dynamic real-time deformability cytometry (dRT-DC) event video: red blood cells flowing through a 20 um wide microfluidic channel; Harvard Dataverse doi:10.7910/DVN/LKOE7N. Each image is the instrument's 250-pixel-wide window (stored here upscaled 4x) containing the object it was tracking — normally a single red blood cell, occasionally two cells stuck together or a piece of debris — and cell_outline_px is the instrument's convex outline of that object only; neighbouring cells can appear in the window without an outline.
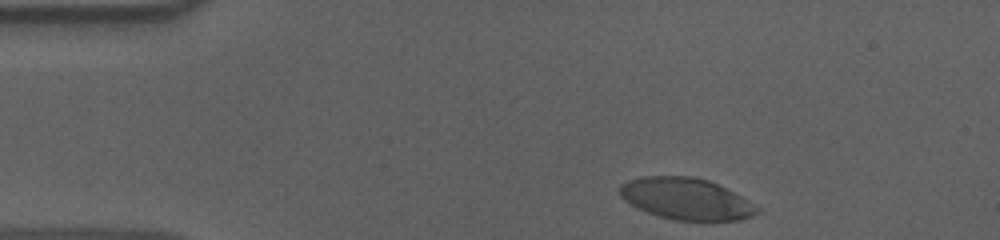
{"species": "human", "species_latin": "Homo sapiens", "temperature_condition": "cold", "stored_images_in_passage": 38, "camera_frame_rate_fps": 3000, "um_per_image_px": 0.085, "donor": {"sex": "male"}, "frame": {"image": 1, "passage_image": 1, "time_ms": 0.0, "image_size_px": [1000, 240], "cell_outline_px": [[760, 212], [752, 216], [740, 220], [676, 220], [660, 216], [636, 208], [624, 200], [620, 196], [620, 184], [628, 180], [644, 176], [692, 176], [708, 180], [748, 200], [760, 208]], "centroid_in_image_um": [58.3, 16.9], "position_along_channel_um": 26.7, "area_um2": 33.06}}
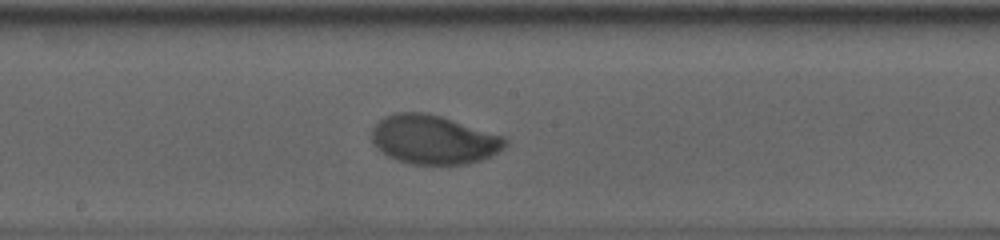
{"frame": {"image": 2, "passage_image": 22, "time_ms": 7.0, "image_size_px": [1000, 240], "cell_outline_px": [[508, 144], [504, 148], [480, 160], [468, 164], [412, 164], [396, 160], [388, 156], [376, 148], [372, 140], [372, 128], [384, 116], [396, 112], [424, 112], [440, 116], [504, 136], [508, 140]], "centroid_in_image_um": [36.84, 11.87], "position_along_channel_um": 211.4, "area_um2": 37.97}}
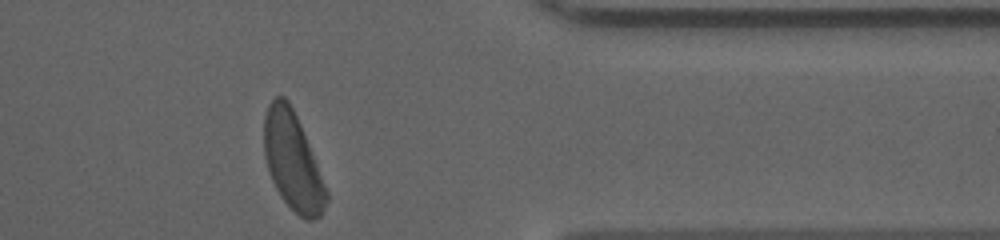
{"frame": {"image": 3, "passage_image": 38, "time_ms": 12.333, "image_size_px": [1000, 240], "cell_outline_px": [[328, 200], [320, 216], [312, 220], [308, 220], [300, 216], [280, 196], [268, 172], [264, 156], [264, 116], [268, 104], [276, 96], [284, 96], [288, 100], [300, 124], [328, 192]], "centroid_in_image_um": [24.86, 13.7], "position_along_channel_um": 386.5, "area_um2": 35.03}, "authors_computed_cell_mechanics": {"area_um2": 36.414, "velocity_mm_per_s": 3.5981, "shape_relaxation_time_tau1_ms": 2.7776, "shape_relaxation_time_tau2_ms": null, "deformation_change_tau1": 0.1422, "deformation_change_tau2": null}}